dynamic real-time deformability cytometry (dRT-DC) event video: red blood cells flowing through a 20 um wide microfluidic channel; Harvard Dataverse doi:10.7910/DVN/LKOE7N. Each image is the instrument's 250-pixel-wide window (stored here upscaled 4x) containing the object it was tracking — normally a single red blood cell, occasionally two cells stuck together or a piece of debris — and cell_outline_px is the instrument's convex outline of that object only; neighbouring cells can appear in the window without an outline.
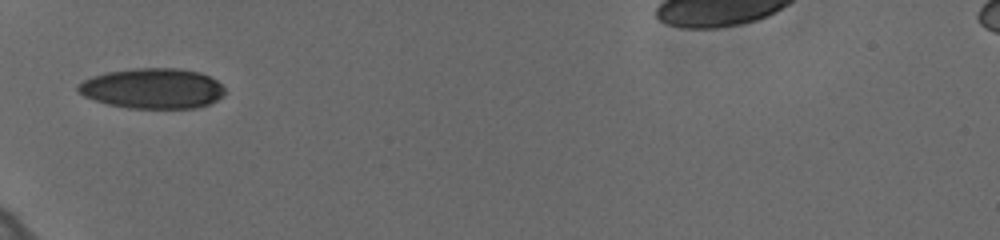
{"species": "human", "species_latin": "Homo sapiens", "temperature_condition": "cold", "stored_images_in_passage": 36, "camera_frame_rate_fps": 3000, "um_per_image_px": 0.085, "donor": {"sex": "female"}, "frame": {"image": 1, "passage_image": 1, "time_ms": 0.0, "image_size_px": [1000, 240], "cell_outline_px": [[224, 92], [216, 100], [208, 104], [196, 108], [128, 108], [108, 104], [84, 96], [76, 92], [76, 84], [92, 76], [108, 72], [136, 68], [176, 68], [200, 72], [216, 80], [224, 88]], "centroid_in_image_um": [12.93, 7.51], "position_along_channel_um": 72.1, "area_um2": 34.39}}
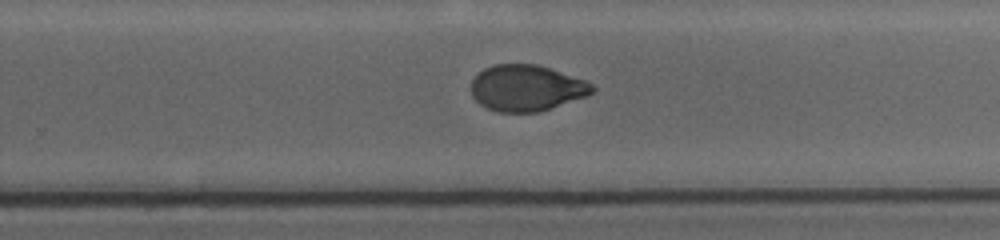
{"frame": {"image": 2, "passage_image": 19, "time_ms": 6.0, "image_size_px": [1000, 240], "cell_outline_px": [[596, 88], [588, 96], [540, 112], [496, 112], [480, 104], [472, 96], [472, 80], [484, 68], [492, 64], [536, 64], [584, 80], [592, 84]], "centroid_in_image_um": [44.75, 7.49], "position_along_channel_um": 285.0, "area_um2": 32.48}}
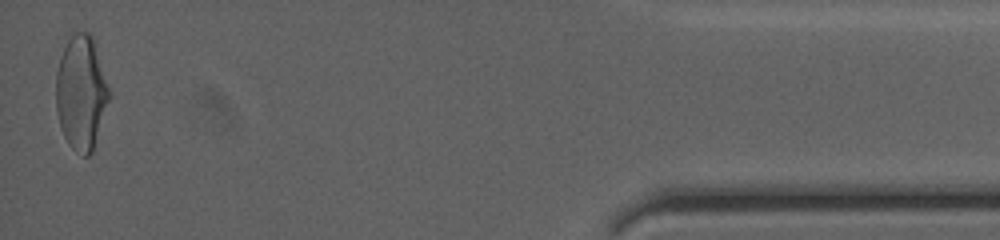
{"frame": {"image": 3, "passage_image": 36, "time_ms": 11.667, "image_size_px": [1000, 240], "cell_outline_px": [[112, 92], [92, 152], [88, 156], [84, 156], [76, 152], [68, 144], [64, 136], [56, 112], [56, 72], [60, 56], [72, 32], [88, 32], [92, 36]], "centroid_in_image_um": [6.91, 7.87], "position_along_channel_um": 428.3, "area_um2": 35.66}, "authors_computed_cell_mechanics": {"area_um2": 34.1309, "velocity_mm_per_s": 3.642, "shape_relaxation_time_tau1_ms": 4.5711, "shape_relaxation_time_tau2_ms": 2.0922, "deformation_change_tau1": 0.1618, "deformation_change_tau2": 0.0532}}